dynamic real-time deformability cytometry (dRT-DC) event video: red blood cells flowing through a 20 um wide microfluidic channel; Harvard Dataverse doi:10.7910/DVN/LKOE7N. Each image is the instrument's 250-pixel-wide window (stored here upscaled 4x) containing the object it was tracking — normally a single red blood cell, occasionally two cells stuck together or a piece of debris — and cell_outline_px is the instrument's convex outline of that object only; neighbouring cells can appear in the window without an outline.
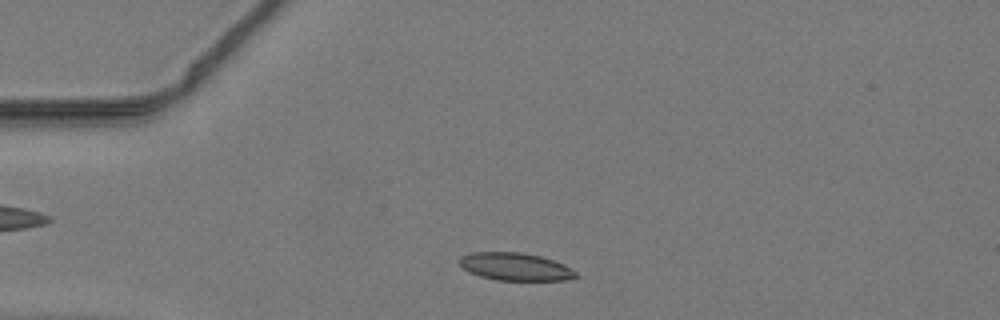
{"species": "common noctule bat (a hibernating species)", "species_latin": "Nyctalus noctula", "temperature_condition": "warm", "stored_images_in_passage": 40, "camera_frame_rate_fps": 3000, "um_per_image_px": 0.085, "animal": {"sex": "male", "body_mass_g": 19.2, "forearm_length_mm": 51.8}, "frame": {"image": 1, "passage_image": 4, "time_ms": 1.0, "image_size_px": [1000, 320], "cell_outline_px": [[580, 276], [564, 280], [496, 280], [480, 276], [468, 272], [460, 264], [460, 256], [472, 252], [524, 252], [540, 256], [564, 264], [572, 268]], "centroid_in_image_um": [43.81, 22.66], "position_along_channel_um": 41.2, "area_um2": 18.84}}
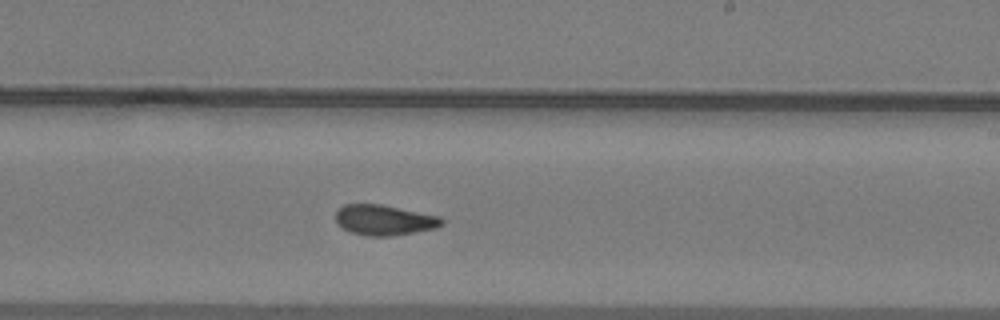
{"frame": {"image": 2, "passage_image": 21, "time_ms": 6.667, "image_size_px": [1000, 320], "cell_outline_px": [[444, 224], [436, 228], [392, 236], [364, 236], [340, 228], [336, 224], [336, 212], [344, 204], [380, 204], [440, 216], [444, 220]], "centroid_in_image_um": [32.65, 18.71], "position_along_channel_um": 256.4, "area_um2": 18.9}}
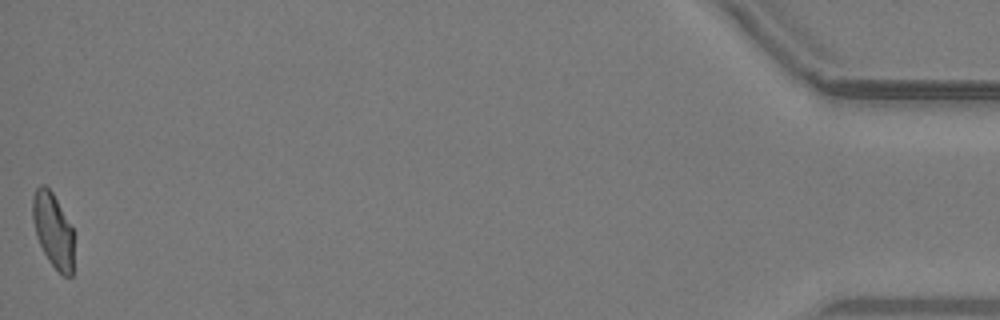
{"frame": {"image": 3, "passage_image": 40, "time_ms": 13.0, "image_size_px": [1000, 320], "cell_outline_px": [[72, 276], [64, 276], [48, 260], [36, 236], [32, 220], [32, 196], [36, 188], [40, 184], [44, 184], [52, 192], [72, 228]], "centroid_in_image_um": [4.47, 19.53], "position_along_channel_um": 430.7, "area_um2": 17.57}}